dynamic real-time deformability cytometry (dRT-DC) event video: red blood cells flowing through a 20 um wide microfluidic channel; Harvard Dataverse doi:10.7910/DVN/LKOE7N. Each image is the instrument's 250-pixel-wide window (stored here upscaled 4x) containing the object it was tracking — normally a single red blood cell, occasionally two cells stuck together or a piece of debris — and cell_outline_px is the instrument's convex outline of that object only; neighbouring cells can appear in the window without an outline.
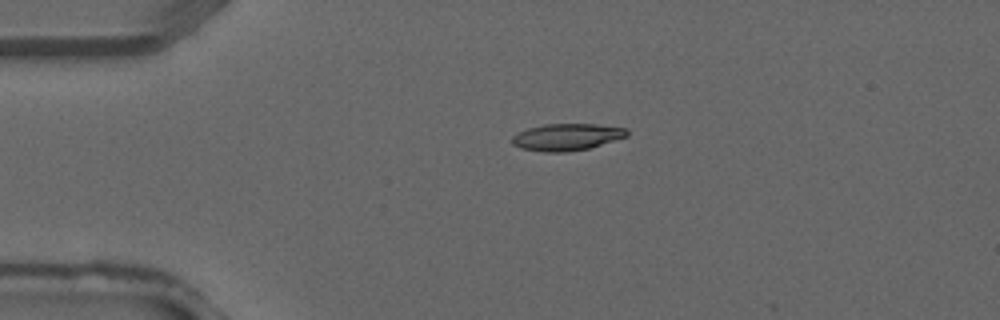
{"species": "common noctule bat (a hibernating species)", "species_latin": "Nyctalus noctula", "temperature_condition": "warm", "stored_images_in_passage": 2, "camera_frame_rate_fps": 3000, "um_per_image_px": 0.085, "animal": {"sex": "male", "forearm_length_mm": 52.5}, "frame": {"image": 1, "passage_image": 1, "time_ms": 0.0, "image_size_px": [1000, 320], "cell_outline_px": [[628, 136], [588, 148], [564, 152], [544, 152], [520, 148], [512, 144], [512, 136], [528, 128], [544, 124], [596, 124], [628, 128]], "centroid_in_image_um": [48.18, 11.64], "position_along_channel_um": 36.8, "area_um2": 17.92}}
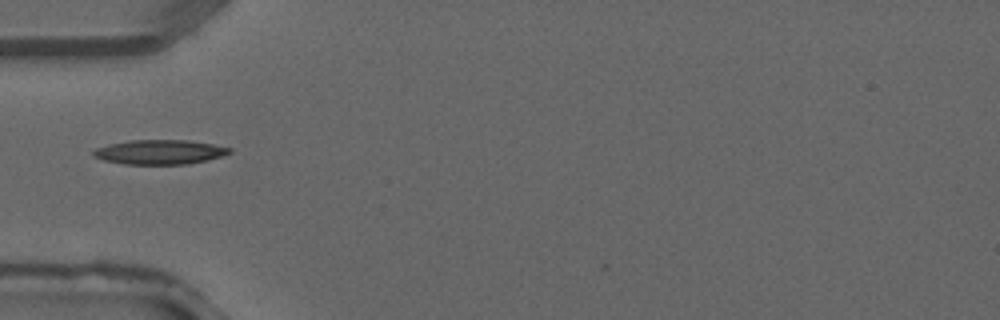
{"frame": {"image": 2, "passage_image": 2, "time_ms": 0.333, "image_size_px": [1000, 320], "cell_outline_px": [[232, 152], [208, 160], [188, 164], [124, 164], [104, 160], [92, 156], [92, 152], [96, 148], [108, 144], [132, 140], [188, 140], [212, 144], [232, 148]], "centroid_in_image_um": [13.57, 12.92], "position_along_channel_um": 71.4, "area_um2": 19.42}}